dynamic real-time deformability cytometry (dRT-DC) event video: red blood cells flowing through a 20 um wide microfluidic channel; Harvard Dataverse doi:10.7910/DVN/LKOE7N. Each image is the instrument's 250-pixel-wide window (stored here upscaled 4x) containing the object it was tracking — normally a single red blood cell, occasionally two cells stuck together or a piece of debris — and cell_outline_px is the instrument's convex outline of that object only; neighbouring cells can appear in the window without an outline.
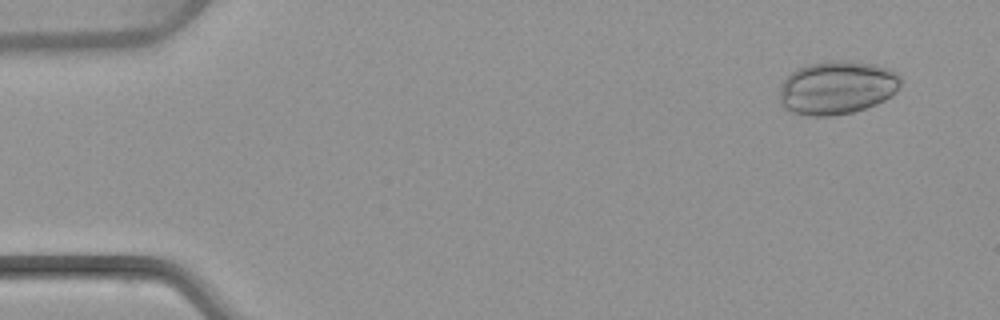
{"species": "common noctule bat (a hibernating species)", "species_latin": "Nyctalus noctula", "temperature_condition": "warm", "stored_images_in_passage": 4, "camera_frame_rate_fps": 3000, "um_per_image_px": 0.085, "animal": {"sex": "female", "body_mass_g": 22.7, "forearm_length_mm": 54.2}, "frame": {"image": 1, "passage_image": 1, "time_ms": 0.0, "image_size_px": [1000, 320], "cell_outline_px": [[900, 84], [896, 92], [892, 96], [876, 104], [852, 112], [832, 116], [812, 116], [792, 112], [784, 108], [780, 104], [780, 84], [792, 72], [808, 64], [832, 60], [848, 60], [876, 64], [888, 68], [896, 72], [900, 76]], "centroid_in_image_um": [71.15, 7.44], "position_along_channel_um": 13.8, "area_um2": 37.92}}